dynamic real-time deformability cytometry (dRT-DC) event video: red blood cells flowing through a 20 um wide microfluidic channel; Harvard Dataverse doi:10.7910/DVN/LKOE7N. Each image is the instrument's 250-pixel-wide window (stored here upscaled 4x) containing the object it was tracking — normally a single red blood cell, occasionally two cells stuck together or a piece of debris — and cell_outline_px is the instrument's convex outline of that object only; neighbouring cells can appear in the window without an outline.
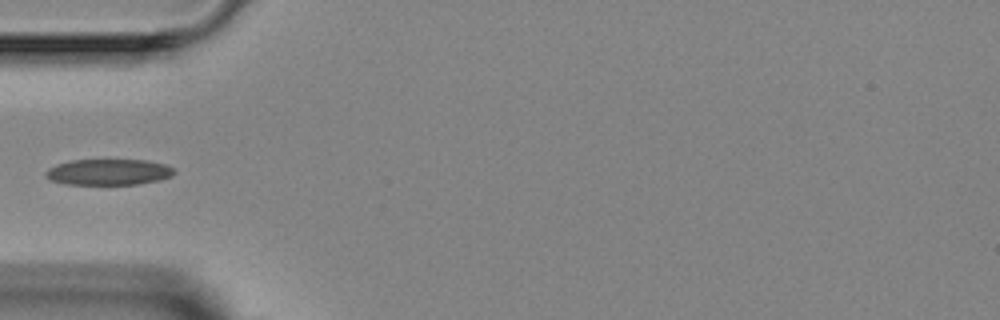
{"species": "Egyptian fruit bat (a non-hibernating species)", "species_latin": "Rousettus aegyptiacus", "temperature_condition": "room temperature", "stored_images_in_passage": 5, "camera_frame_rate_fps": 3000, "um_per_image_px": 0.085, "animal": {"sex": "female"}, "frame": {"image": 1, "passage_image": 5, "time_ms": 4.667, "image_size_px": [1000, 320], "cell_outline_px": [[176, 172], [172, 176], [160, 180], [136, 184], [68, 184], [48, 180], [44, 176], [44, 172], [48, 168], [56, 164], [72, 160], [148, 160], [164, 164], [172, 168]], "centroid_in_image_um": [9.2, 14.62], "position_along_channel_um": 75.8, "area_um2": 19.54}}